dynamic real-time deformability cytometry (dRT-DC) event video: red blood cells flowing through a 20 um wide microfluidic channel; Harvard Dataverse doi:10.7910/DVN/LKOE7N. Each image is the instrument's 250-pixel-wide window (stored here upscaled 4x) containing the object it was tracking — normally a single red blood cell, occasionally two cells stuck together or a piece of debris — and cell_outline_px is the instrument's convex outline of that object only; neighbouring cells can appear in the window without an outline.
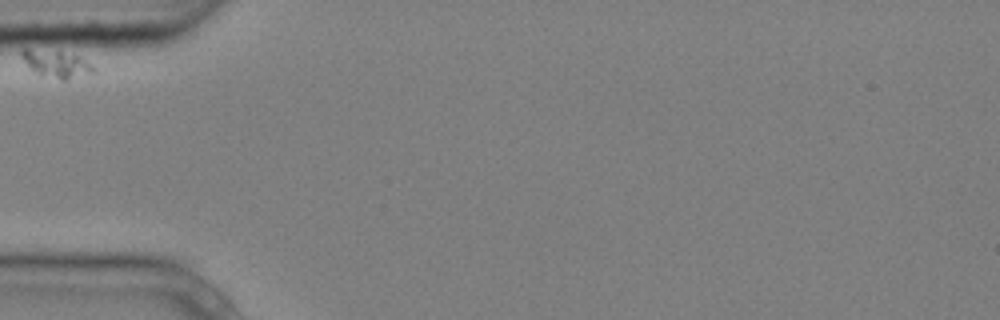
{"species": "common noctule bat (a hibernating species)", "species_latin": "Nyctalus noctula", "temperature_condition": "cold", "stored_images_in_passage": 1, "camera_frame_rate_fps": 3000, "um_per_image_px": 0.085, "animal": {"sex": "male", "body_mass_g": 20.4}, "frame": {"image": 1, "passage_image": 1, "time_ms": 0.0, "image_size_px": [1000, 320], "cell_outline_px": [[96, 72], [64, 80], [60, 80], [36, 72], [24, 60], [20, 52], [24, 48], [28, 48], [60, 52], [80, 56], [96, 68]], "centroid_in_image_um": [4.84, 5.42], "position_along_channel_um": 80.2, "area_um2": 11.04}}